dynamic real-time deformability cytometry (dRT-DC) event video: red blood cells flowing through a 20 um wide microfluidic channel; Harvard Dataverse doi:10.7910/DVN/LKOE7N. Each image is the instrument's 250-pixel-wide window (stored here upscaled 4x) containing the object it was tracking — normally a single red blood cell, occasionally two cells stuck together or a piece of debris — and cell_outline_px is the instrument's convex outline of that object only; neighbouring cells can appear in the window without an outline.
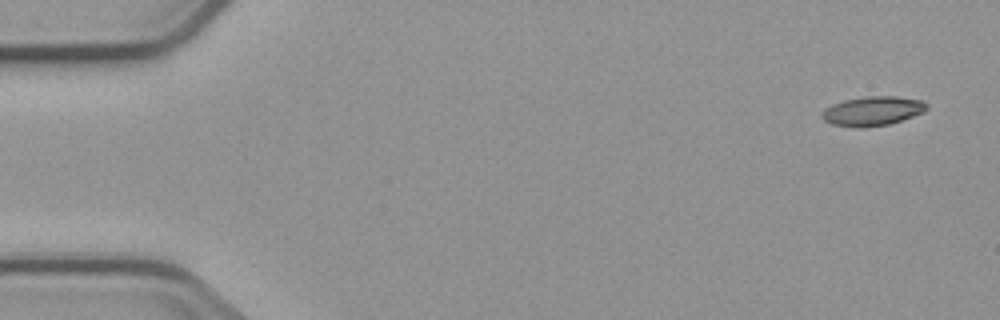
{"species": "common noctule bat (a hibernating species)", "species_latin": "Nyctalus noctula", "temperature_condition": "cold", "stored_images_in_passage": 5, "segment_of_instrument_passage": [2, 2], "camera_frame_rate_fps": 3000, "um_per_image_px": 0.085, "animal": {"sex": "male", "body_mass_g": 23.1, "forearm_length_mm": 52.7}, "frame": {"image": 1, "passage_image": 5, "time_ms": 5.0, "image_size_px": [1000, 320], "cell_outline_px": [[928, 108], [924, 112], [888, 124], [832, 124], [824, 120], [820, 116], [820, 112], [824, 108], [832, 104], [844, 100], [868, 96], [896, 96], [920, 100], [928, 104]], "centroid_in_image_um": [74.18, 9.37], "position_along_channel_um": 10.8, "area_um2": 17.05}}